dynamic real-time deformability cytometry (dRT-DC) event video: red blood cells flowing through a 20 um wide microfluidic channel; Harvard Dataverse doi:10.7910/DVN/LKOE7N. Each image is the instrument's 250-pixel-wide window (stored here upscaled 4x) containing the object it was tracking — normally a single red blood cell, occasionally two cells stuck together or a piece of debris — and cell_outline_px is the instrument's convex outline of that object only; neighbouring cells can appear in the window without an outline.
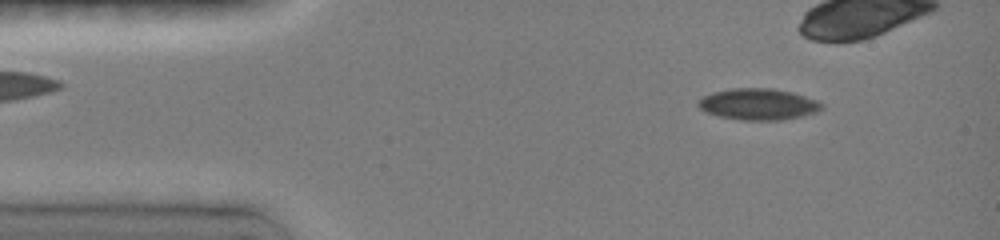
{"species": "common noctule bat (a hibernating species)", "species_latin": "Nyctalus noctula", "temperature_condition": "room temperature", "stored_images_in_passage": 9, "camera_frame_rate_fps": 3000, "um_per_image_px": 0.085, "animal": {"sex": "female", "body_mass_g": 19.0, "forearm_length_mm": 51.5}, "frame": {"image": 1, "passage_image": 3, "time_ms": 1.0, "image_size_px": [1000, 240], "cell_outline_px": [[824, 108], [816, 112], [800, 116], [780, 120], [740, 120], [720, 116], [708, 112], [700, 108], [696, 104], [696, 100], [712, 92], [732, 88], [772, 88], [792, 92], [816, 100], [824, 104]], "centroid_in_image_um": [64.44, 8.85], "position_along_channel_um": 20.6, "area_um2": 22.54}}